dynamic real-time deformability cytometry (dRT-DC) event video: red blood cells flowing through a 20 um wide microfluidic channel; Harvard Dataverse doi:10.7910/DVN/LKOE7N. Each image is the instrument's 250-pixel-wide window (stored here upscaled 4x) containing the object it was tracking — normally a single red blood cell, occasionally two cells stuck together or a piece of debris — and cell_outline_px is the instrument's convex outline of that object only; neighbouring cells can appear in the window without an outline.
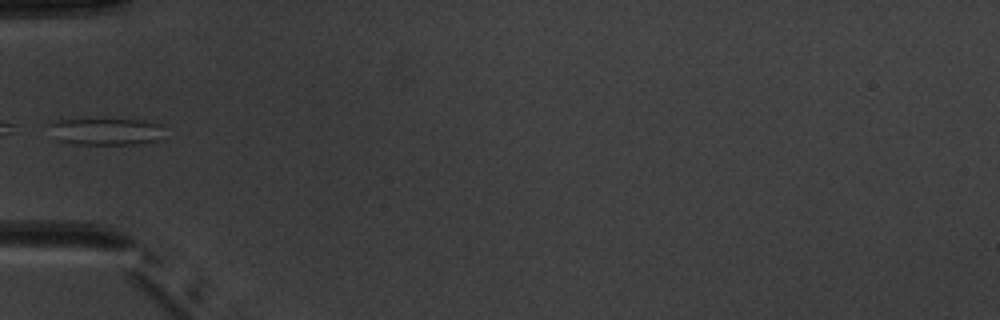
{"species": "common noctule bat (a hibernating species)", "species_latin": "Nyctalus noctula", "temperature_condition": "warm", "stored_images_in_passage": 5, "camera_frame_rate_fps": 3000, "um_per_image_px": 0.085, "animal": {"sex": "male", "body_mass_g": 20.1, "forearm_length_mm": 53.5}, "frame": {"image": 1, "passage_image": 5, "time_ms": 5.0, "image_size_px": [1000, 320], "cell_outline_px": [[160, 124], [156, 140], [136, 144], [76, 144], [56, 140], [48, 124], [56, 120], [140, 120]], "centroid_in_image_um": [8.88, 11.18], "position_along_channel_um": 76.1, "area_um2": 17.4}}